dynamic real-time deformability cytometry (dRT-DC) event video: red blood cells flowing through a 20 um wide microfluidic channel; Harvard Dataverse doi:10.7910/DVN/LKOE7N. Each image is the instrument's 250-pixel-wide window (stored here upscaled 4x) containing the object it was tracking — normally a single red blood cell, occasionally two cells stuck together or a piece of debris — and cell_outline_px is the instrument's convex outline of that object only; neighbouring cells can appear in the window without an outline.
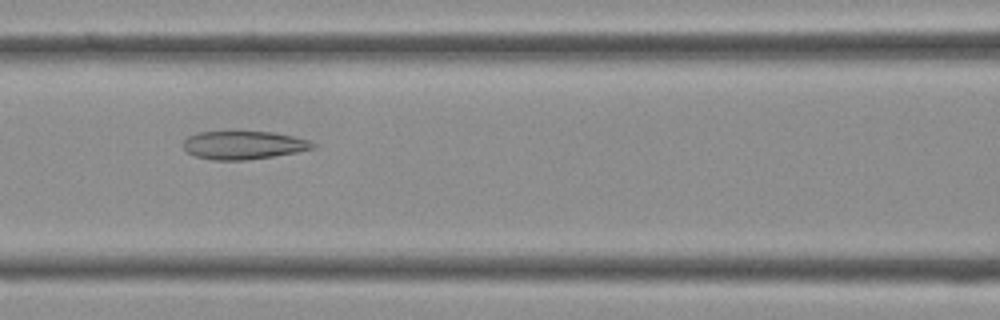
{"species": "Egyptian fruit bat (a non-hibernating species)", "species_latin": "Rousettus aegyptiacus", "temperature_condition": "cold", "stored_images_in_passage": 40, "camera_frame_rate_fps": 3000, "um_per_image_px": 0.085, "frame": {"image": 1, "passage_image": 17, "time_ms": 5.333, "image_size_px": [1000, 320], "cell_outline_px": [[316, 148], [296, 152], [272, 156], [244, 160], [212, 160], [196, 156], [188, 152], [184, 148], [184, 140], [188, 136], [200, 132], [272, 132], [292, 136], [308, 140], [316, 144]], "centroid_in_image_um": [20.71, 12.34], "position_along_channel_um": 145.9, "area_um2": 21.04}}
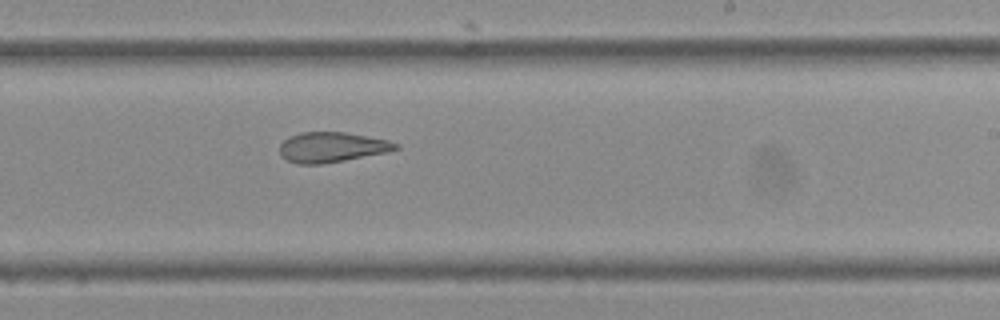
{"frame": {"image": 2, "passage_image": 24, "time_ms": 7.667, "image_size_px": [1000, 320], "cell_outline_px": [[400, 148], [388, 152], [344, 160], [320, 164], [296, 164], [280, 156], [280, 144], [288, 136], [300, 132], [344, 132], [388, 140], [400, 144]], "centroid_in_image_um": [28.19, 12.51], "position_along_channel_um": 260.8, "area_um2": 20.4}}
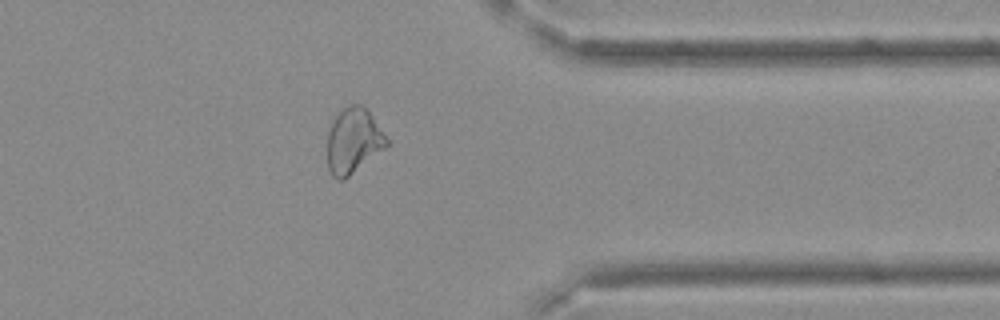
{"frame": {"image": 3, "passage_image": 32, "time_ms": 10.333, "image_size_px": [1000, 320], "cell_outline_px": [[388, 144], [384, 148], [344, 180], [336, 180], [332, 176], [328, 168], [328, 132], [332, 120], [348, 104], [360, 104], [372, 116], [388, 140]], "centroid_in_image_um": [30.0, 11.98], "position_along_channel_um": 381.4, "area_um2": 22.2}}